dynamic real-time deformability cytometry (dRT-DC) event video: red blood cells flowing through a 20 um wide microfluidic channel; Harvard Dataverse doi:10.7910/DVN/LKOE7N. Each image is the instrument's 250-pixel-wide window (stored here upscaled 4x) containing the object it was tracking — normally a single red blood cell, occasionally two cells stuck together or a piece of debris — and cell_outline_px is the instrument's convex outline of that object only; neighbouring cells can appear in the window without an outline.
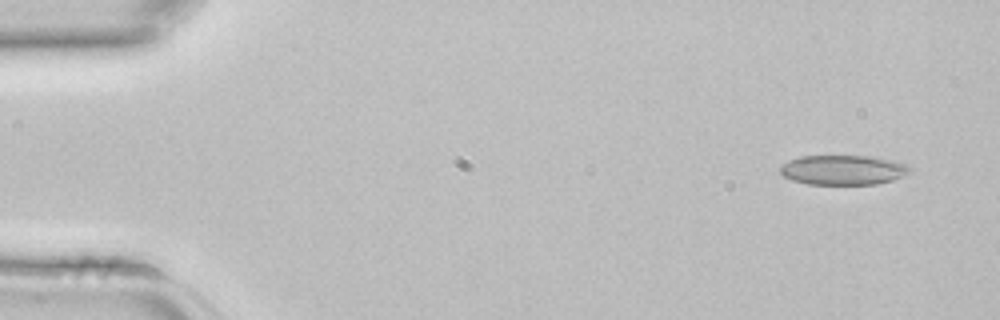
{"species": "common noctule bat (a hibernating species)", "species_latin": "Nyctalus noctula", "temperature_condition": "room temperature", "stored_images_in_passage": 3, "camera_frame_rate_fps": 3000, "um_per_image_px": 0.085, "animal": {"sex": "female", "body_mass_g": 22.7, "forearm_length_mm": 54.2}, "frame": {"image": 1, "passage_image": 1, "time_ms": 0.0, "image_size_px": [1000, 320], "cell_outline_px": [[908, 172], [892, 180], [876, 184], [808, 184], [792, 180], [784, 176], [780, 172], [780, 164], [788, 160], [800, 156], [868, 156], [892, 160], [904, 164], [908, 168]], "centroid_in_image_um": [71.57, 14.44], "position_along_channel_um": 13.4, "area_um2": 22.2}}
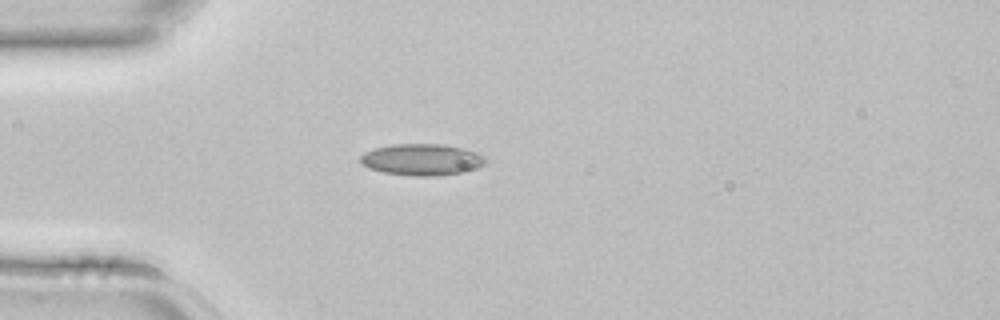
{"frame": {"image": 2, "passage_image": 3, "time_ms": 0.667, "image_size_px": [1000, 320], "cell_outline_px": [[488, 160], [484, 164], [476, 168], [460, 172], [436, 176], [416, 176], [384, 172], [372, 168], [364, 164], [360, 160], [360, 156], [364, 152], [376, 148], [392, 144], [440, 144], [464, 148], [476, 152], [484, 156]], "centroid_in_image_um": [35.89, 13.55], "position_along_channel_um": 49.1, "area_um2": 22.72}}